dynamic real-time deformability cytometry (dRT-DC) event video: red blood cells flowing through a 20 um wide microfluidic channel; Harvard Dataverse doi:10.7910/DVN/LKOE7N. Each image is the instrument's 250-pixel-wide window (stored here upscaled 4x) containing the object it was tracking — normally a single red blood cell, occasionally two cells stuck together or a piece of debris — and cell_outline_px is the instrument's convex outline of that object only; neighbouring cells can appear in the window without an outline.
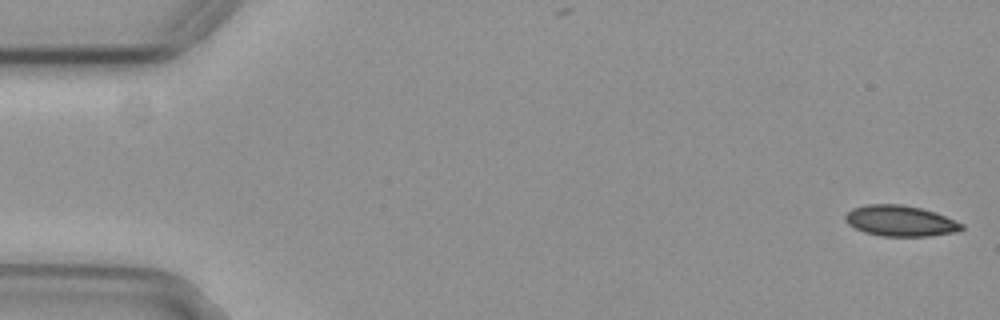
{"species": "common noctule bat (a hibernating species)", "species_latin": "Nyctalus noctula", "temperature_condition": "cold", "stored_images_in_passage": 10, "camera_frame_rate_fps": 3000, "um_per_image_px": 0.085, "animal": {"sex": "female", "body_mass_g": 29.2, "forearm_length_mm": 56.3}, "frame": {"image": 1, "passage_image": 1, "time_ms": 0.0, "image_size_px": [1000, 320], "cell_outline_px": [[964, 228], [956, 232], [932, 236], [880, 236], [864, 232], [848, 224], [844, 220], [844, 216], [852, 208], [868, 204], [900, 204], [920, 208], [944, 216], [964, 224]], "centroid_in_image_um": [76.5, 18.78], "position_along_channel_um": 8.5, "area_um2": 20.81}}